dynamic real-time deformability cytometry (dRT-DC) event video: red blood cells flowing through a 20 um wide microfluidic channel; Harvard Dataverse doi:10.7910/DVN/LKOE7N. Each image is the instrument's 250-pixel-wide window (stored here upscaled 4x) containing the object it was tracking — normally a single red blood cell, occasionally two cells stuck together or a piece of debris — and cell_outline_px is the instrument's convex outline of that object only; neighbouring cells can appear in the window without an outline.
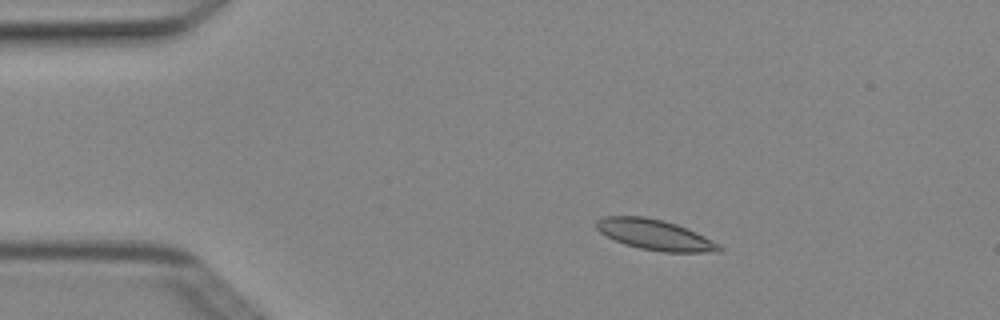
{"species": "Egyptian fruit bat (a non-hibernating species)", "species_latin": "Rousettus aegyptiacus", "temperature_condition": "cold", "stored_images_in_passage": 3, "camera_frame_rate_fps": 3000, "um_per_image_px": 0.085, "animal": {"sex": "female"}, "frame": {"image": 1, "passage_image": 2, "time_ms": 0.333, "image_size_px": [1000, 320], "cell_outline_px": [[724, 248], [720, 252], [664, 252], [640, 248], [624, 244], [600, 232], [596, 228], [596, 220], [604, 216], [644, 216], [664, 220], [676, 224], [696, 232], [720, 244]], "centroid_in_image_um": [55.69, 19.95], "position_along_channel_um": 29.3, "area_um2": 21.79}}